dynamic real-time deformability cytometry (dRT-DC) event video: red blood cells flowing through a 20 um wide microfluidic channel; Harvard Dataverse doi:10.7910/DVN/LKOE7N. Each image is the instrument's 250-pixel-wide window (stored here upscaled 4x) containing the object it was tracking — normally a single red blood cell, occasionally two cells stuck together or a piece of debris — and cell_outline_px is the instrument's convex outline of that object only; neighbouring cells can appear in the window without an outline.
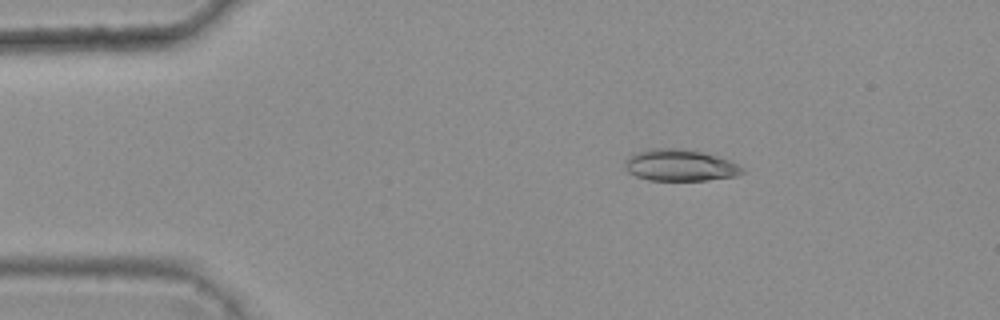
{"species": "common noctule bat (a hibernating species)", "species_latin": "Nyctalus noctula", "temperature_condition": "warm", "stored_images_in_passage": 5, "camera_frame_rate_fps": 3000, "um_per_image_px": 0.085, "animal": {"sex": "female", "body_mass_g": 25.1}, "frame": {"image": 1, "passage_image": 3, "time_ms": 0.667, "image_size_px": [1000, 320], "cell_outline_px": [[744, 172], [736, 176], [708, 180], [648, 180], [636, 176], [628, 172], [624, 168], [624, 160], [628, 156], [636, 152], [652, 148], [676, 148], [700, 152], [716, 156], [728, 160], [744, 168]], "centroid_in_image_um": [57.75, 14.05], "position_along_channel_um": 27.3, "area_um2": 21.56}}
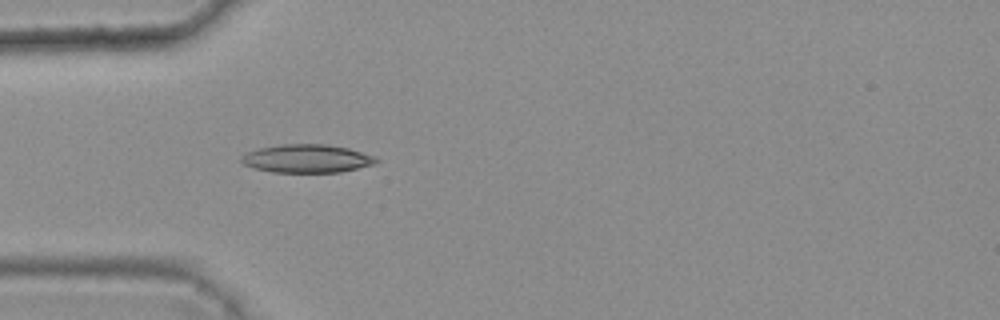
{"frame": {"image": 2, "passage_image": 5, "time_ms": 1.333, "image_size_px": [1000, 320], "cell_outline_px": [[380, 160], [376, 164], [340, 172], [272, 172], [252, 168], [244, 164], [240, 160], [240, 156], [248, 152], [260, 148], [280, 144], [328, 144], [348, 148], [376, 156]], "centroid_in_image_um": [26.11, 13.48], "position_along_channel_um": 58.9, "area_um2": 22.37}}